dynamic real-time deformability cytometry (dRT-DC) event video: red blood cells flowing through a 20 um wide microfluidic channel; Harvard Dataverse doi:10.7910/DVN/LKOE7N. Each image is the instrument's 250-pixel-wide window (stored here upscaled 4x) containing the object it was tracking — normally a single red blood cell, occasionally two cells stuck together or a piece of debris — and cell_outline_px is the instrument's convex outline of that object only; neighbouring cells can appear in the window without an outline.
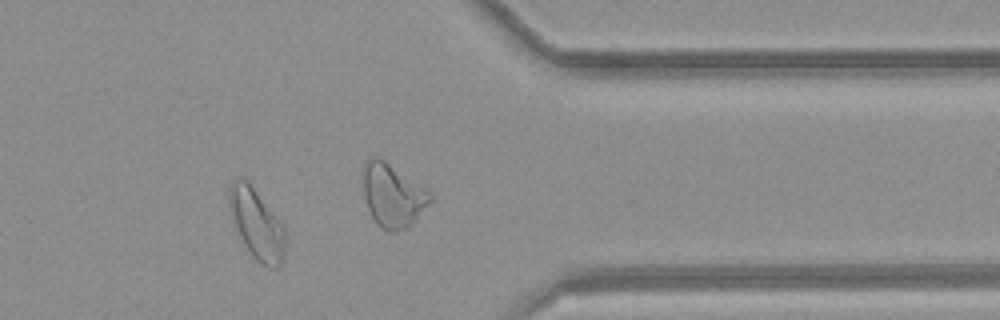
{"species": "common noctule bat (a hibernating species)", "species_latin": "Nyctalus noctula", "temperature_condition": "room temperature", "stored_images_in_passage": 35, "camera_frame_rate_fps": 3000, "um_per_image_px": 0.085, "animal": {"sex": "female", "body_mass_g": 21.9}, "frame": {"image": 1, "passage_image": 25, "time_ms": 8.0, "image_size_px": [1000, 320], "cell_outline_px": [[284, 256], [280, 264], [276, 268], [272, 268], [260, 264], [252, 256], [244, 244], [236, 228], [232, 216], [228, 200], [228, 192], [232, 180], [236, 176], [244, 176], [248, 180], [284, 228]], "centroid_in_image_um": [21.78, 19.0], "position_along_channel_um": 389.6, "area_um2": 22.66}}